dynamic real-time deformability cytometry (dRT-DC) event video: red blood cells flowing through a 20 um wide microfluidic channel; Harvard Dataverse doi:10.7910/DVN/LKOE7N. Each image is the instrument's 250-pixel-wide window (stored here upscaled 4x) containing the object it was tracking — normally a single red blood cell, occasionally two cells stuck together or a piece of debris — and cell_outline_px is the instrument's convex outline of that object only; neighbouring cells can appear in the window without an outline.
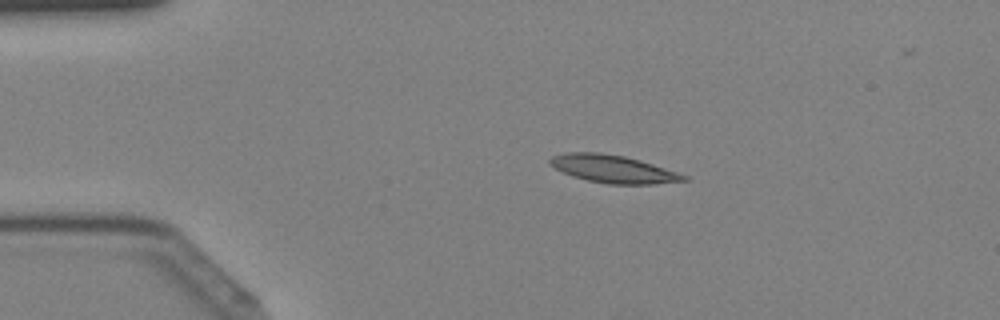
{"species": "Egyptian fruit bat (a non-hibernating species)", "species_latin": "Rousettus aegyptiacus", "temperature_condition": "cold", "stored_images_in_passage": 43, "camera_frame_rate_fps": 3000, "um_per_image_px": 0.085, "animal": {"sex": "female"}, "frame": {"image": 1, "passage_image": 8, "time_ms": 2.333, "image_size_px": [1000, 320], "cell_outline_px": [[688, 180], [652, 184], [608, 184], [588, 180], [572, 176], [548, 164], [548, 160], [552, 156], [564, 152], [600, 152], [624, 156], [640, 160], [688, 176]], "centroid_in_image_um": [52.07, 14.35], "position_along_channel_um": 32.9, "area_um2": 21.5}}
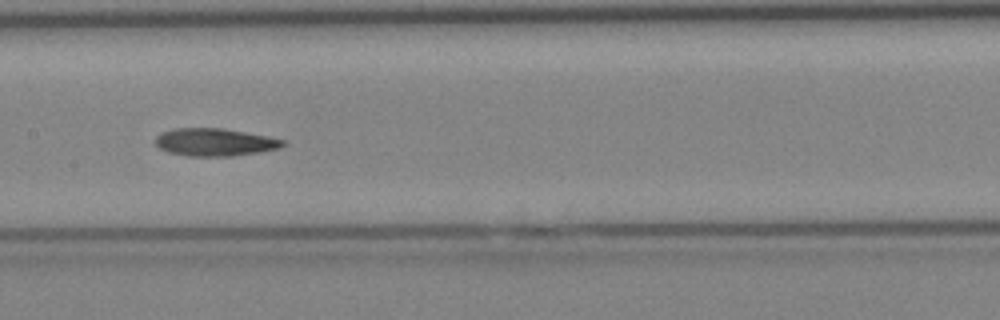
{"frame": {"image": 2, "passage_image": 21, "time_ms": 6.667, "image_size_px": [1000, 320], "cell_outline_px": [[284, 144], [280, 148], [260, 152], [236, 156], [188, 156], [168, 152], [160, 148], [156, 144], [156, 136], [160, 132], [172, 128], [220, 128], [268, 136], [284, 140]], "centroid_in_image_um": [18.24, 12.09], "position_along_channel_um": 189.2, "area_um2": 20.58}}
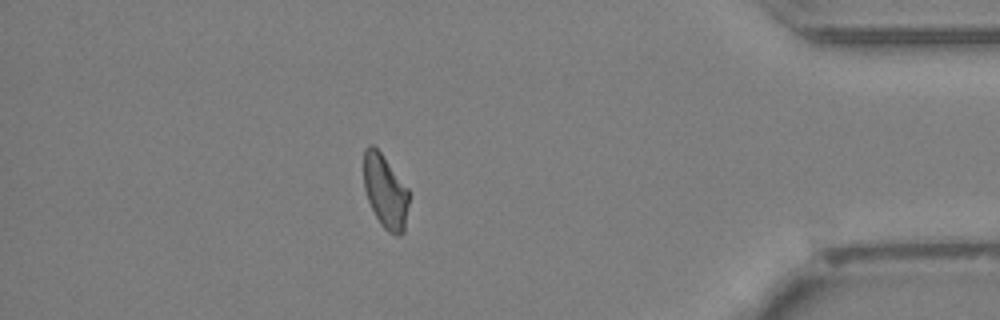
{"frame": {"image": 3, "passage_image": 37, "time_ms": 12.0, "image_size_px": [1000, 320], "cell_outline_px": [[408, 204], [404, 232], [400, 236], [396, 236], [388, 232], [380, 224], [368, 200], [364, 188], [364, 148], [368, 144], [372, 144], [380, 152], [408, 188]], "centroid_in_image_um": [32.74, 16.29], "position_along_channel_um": 402.5, "area_um2": 19.25}}